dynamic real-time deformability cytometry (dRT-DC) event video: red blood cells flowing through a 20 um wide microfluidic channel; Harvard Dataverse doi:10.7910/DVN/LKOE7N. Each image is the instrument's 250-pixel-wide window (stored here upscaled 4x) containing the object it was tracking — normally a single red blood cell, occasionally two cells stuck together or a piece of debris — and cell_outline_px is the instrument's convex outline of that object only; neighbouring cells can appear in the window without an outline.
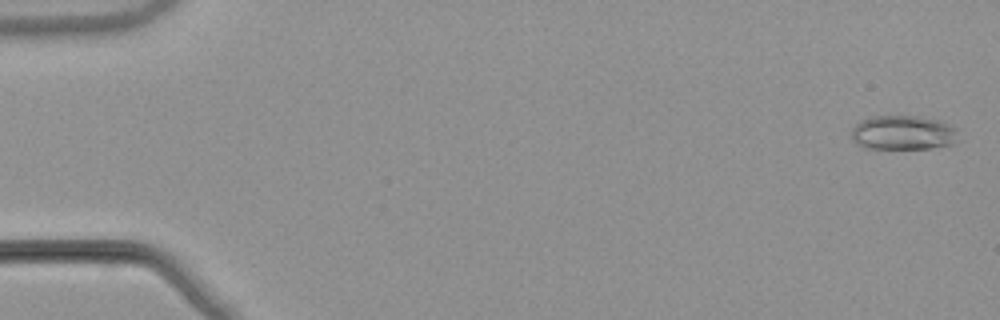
{"species": "common noctule bat (a hibernating species)", "species_latin": "Nyctalus noctula", "temperature_condition": "warm", "stored_images_in_passage": 54, "camera_frame_rate_fps": 3000, "um_per_image_px": 0.085, "animal": {"sex": "male", "body_mass_g": 21.5, "forearm_length_mm": 52.0}, "frame": {"image": 1, "passage_image": 2, "time_ms": 0.333, "image_size_px": [1000, 320], "cell_outline_px": [[956, 140], [952, 144], [932, 148], [864, 148], [856, 144], [852, 140], [852, 128], [860, 120], [872, 116], [916, 116], [940, 120], [956, 128]], "centroid_in_image_um": [76.73, 11.27], "position_along_channel_um": 8.3, "area_um2": 21.39}}
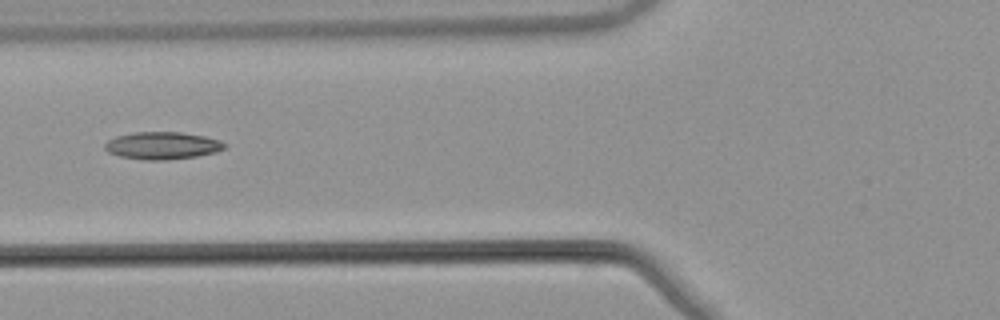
{"frame": {"image": 2, "passage_image": 22, "time_ms": 7.0, "image_size_px": [1000, 320], "cell_outline_px": [[228, 144], [224, 148], [216, 152], [196, 156], [164, 160], [144, 160], [120, 156], [108, 152], [104, 148], [104, 144], [108, 140], [116, 136], [136, 132], [180, 132], [204, 136], [220, 140]], "centroid_in_image_um": [13.8, 12.37], "position_along_channel_um": 112.0, "area_um2": 19.07}}
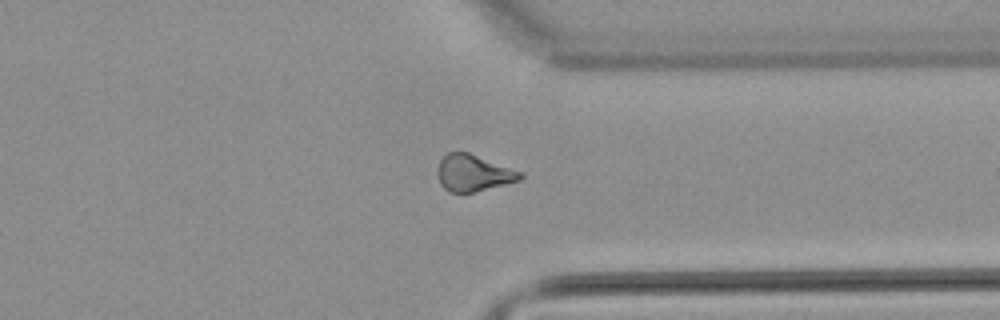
{"frame": {"image": 3, "passage_image": 42, "time_ms": 13.667, "image_size_px": [1000, 320], "cell_outline_px": [[524, 176], [520, 180], [472, 192], [448, 192], [440, 184], [440, 160], [448, 152], [468, 152], [524, 172]], "centroid_in_image_um": [40.29, 14.7], "position_along_channel_um": 371.1, "area_um2": 17.28}, "authors_computed_cell_mechanics": {"area_um2": 18.207, "velocity_mm_per_s": 3.8999, "shape_relaxation_time_tau1_ms": null, "shape_relaxation_time_tau2_ms": 4.2497, "deformation_change_tau1": null, "deformation_change_tau2": 0.1407}}